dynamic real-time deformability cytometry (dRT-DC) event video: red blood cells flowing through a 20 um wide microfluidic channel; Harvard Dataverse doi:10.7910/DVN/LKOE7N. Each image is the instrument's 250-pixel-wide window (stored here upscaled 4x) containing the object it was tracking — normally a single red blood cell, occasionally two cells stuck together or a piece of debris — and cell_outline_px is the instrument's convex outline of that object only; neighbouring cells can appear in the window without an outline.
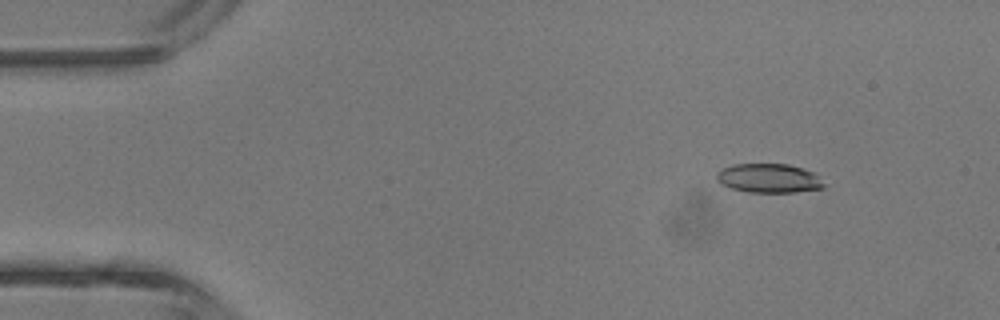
{"species": "common noctule bat (a hibernating species)", "species_latin": "Nyctalus noctula", "temperature_condition": "room temperature", "stored_images_in_passage": 3, "camera_frame_rate_fps": 3000, "um_per_image_px": 0.085, "animal": {"sex": "male", "body_mass_g": 13.3}, "frame": {"image": 1, "passage_image": 1, "time_ms": 0.0, "image_size_px": [1000, 320], "cell_outline_px": [[824, 188], [796, 192], [748, 192], [732, 188], [720, 184], [716, 180], [716, 172], [732, 164], [788, 164], [812, 172], [824, 184]], "centroid_in_image_um": [65.3, 15.15], "position_along_channel_um": 19.7, "area_um2": 18.03}}
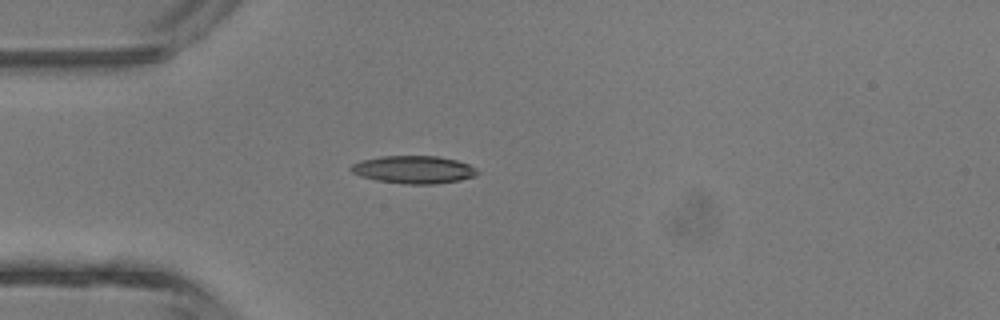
{"frame": {"image": 2, "passage_image": 3, "time_ms": 2.333, "image_size_px": [1000, 320], "cell_outline_px": [[480, 172], [476, 176], [460, 180], [436, 184], [404, 184], [376, 180], [360, 176], [352, 172], [348, 168], [352, 164], [360, 160], [380, 156], [436, 156], [456, 160], [468, 164], [476, 168]], "centroid_in_image_um": [35.15, 14.42], "position_along_channel_um": 49.8, "area_um2": 20.58}}